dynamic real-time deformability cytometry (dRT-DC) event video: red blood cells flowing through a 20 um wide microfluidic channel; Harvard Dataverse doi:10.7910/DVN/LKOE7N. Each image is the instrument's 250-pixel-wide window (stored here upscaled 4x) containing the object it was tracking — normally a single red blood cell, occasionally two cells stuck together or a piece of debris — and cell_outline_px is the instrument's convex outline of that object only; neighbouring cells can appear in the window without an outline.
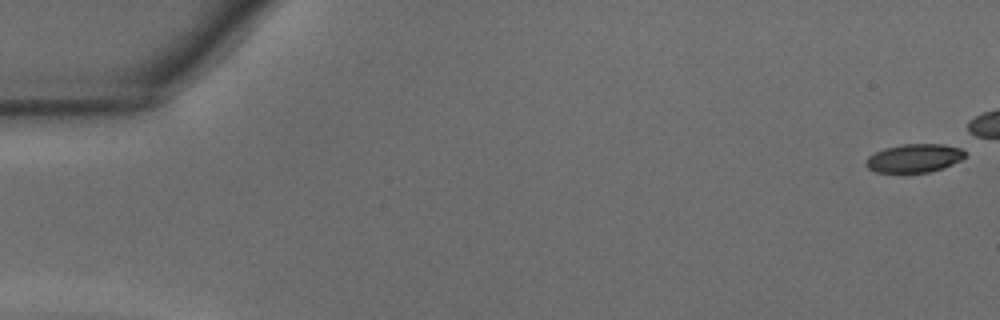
{"species": "common noctule bat (a hibernating species)", "species_latin": "Nyctalus noctula", "temperature_condition": "warm", "stored_images_in_passage": 38, "camera_frame_rate_fps": 3000, "um_per_image_px": 0.085, "animal": {"sex": "male", "body_mass_g": 15.6}, "frame": {"image": 1, "passage_image": 1, "time_ms": 0.0, "image_size_px": [1000, 320], "cell_outline_px": [[964, 156], [960, 160], [952, 164], [928, 172], [876, 172], [868, 168], [864, 164], [864, 160], [868, 156], [884, 148], [900, 144], [944, 144], [960, 148], [964, 152]], "centroid_in_image_um": [77.65, 13.43], "position_along_channel_um": 7.3, "area_um2": 16.3}}
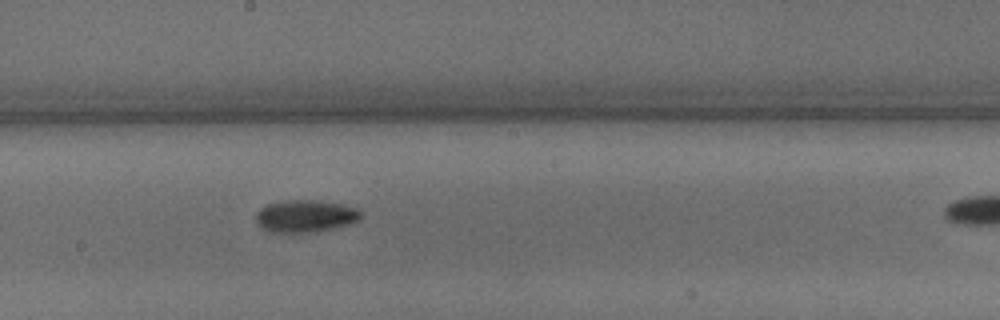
{"frame": {"image": 2, "passage_image": 26, "time_ms": 8.333, "image_size_px": [1000, 320], "cell_outline_px": [[360, 216], [356, 220], [348, 224], [316, 232], [268, 232], [260, 228], [256, 224], [256, 212], [260, 208], [268, 204], [288, 200], [312, 200], [340, 204], [356, 208], [360, 212]], "centroid_in_image_um": [25.87, 18.38], "position_along_channel_um": 222.3, "area_um2": 19.54}}
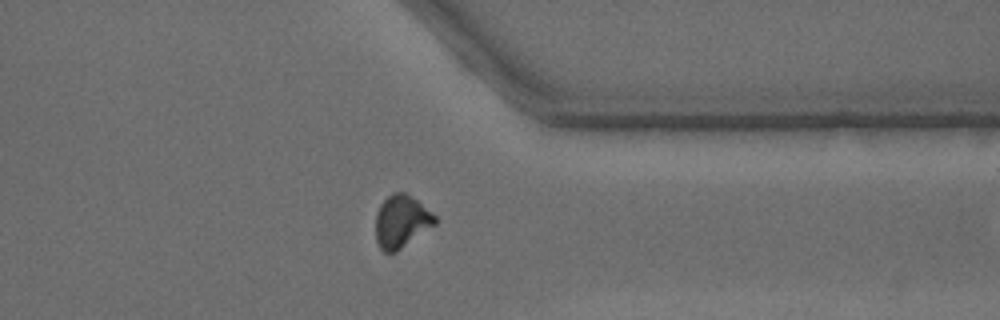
{"frame": {"image": 3, "passage_image": 37, "time_ms": 12.0, "image_size_px": [1000, 320], "cell_outline_px": [[436, 224], [396, 252], [384, 252], [380, 248], [376, 240], [376, 212], [380, 204], [392, 192], [404, 192], [412, 196], [432, 212], [436, 216]], "centroid_in_image_um": [34.11, 18.81], "position_along_channel_um": 377.3, "area_um2": 18.21}}